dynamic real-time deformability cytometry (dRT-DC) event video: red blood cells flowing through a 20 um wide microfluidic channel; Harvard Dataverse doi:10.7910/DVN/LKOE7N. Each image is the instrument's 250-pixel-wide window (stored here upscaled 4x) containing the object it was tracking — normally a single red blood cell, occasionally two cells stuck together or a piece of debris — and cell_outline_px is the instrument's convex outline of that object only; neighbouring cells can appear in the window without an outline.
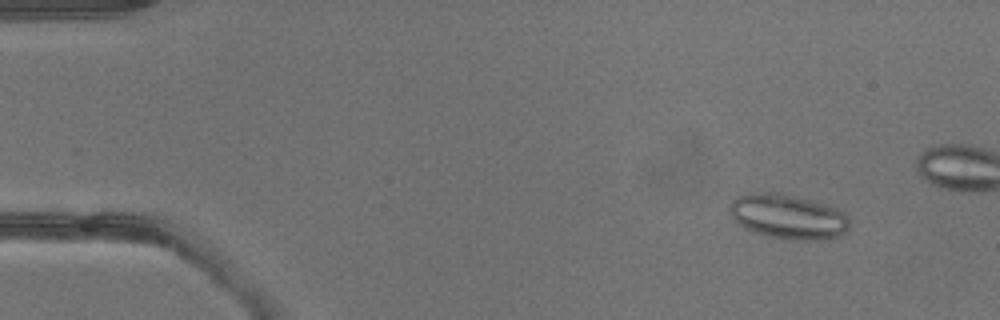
{"species": "common noctule bat (a hibernating species)", "species_latin": "Nyctalus noctula", "temperature_condition": "warm", "stored_images_in_passage": 14, "camera_frame_rate_fps": 3000, "um_per_image_px": 0.085, "animal": {"sex": "male", "body_mass_g": 13.3}, "frame": {"image": 1, "passage_image": 5, "time_ms": 1.333, "image_size_px": [1000, 320], "cell_outline_px": [[852, 224], [844, 232], [836, 236], [820, 240], [788, 240], [768, 236], [744, 228], [732, 216], [732, 200], [736, 196], [752, 192], [780, 192], [836, 208], [844, 212], [848, 216]], "centroid_in_image_um": [67.01, 18.41], "position_along_channel_um": 18.0, "area_um2": 30.98}}